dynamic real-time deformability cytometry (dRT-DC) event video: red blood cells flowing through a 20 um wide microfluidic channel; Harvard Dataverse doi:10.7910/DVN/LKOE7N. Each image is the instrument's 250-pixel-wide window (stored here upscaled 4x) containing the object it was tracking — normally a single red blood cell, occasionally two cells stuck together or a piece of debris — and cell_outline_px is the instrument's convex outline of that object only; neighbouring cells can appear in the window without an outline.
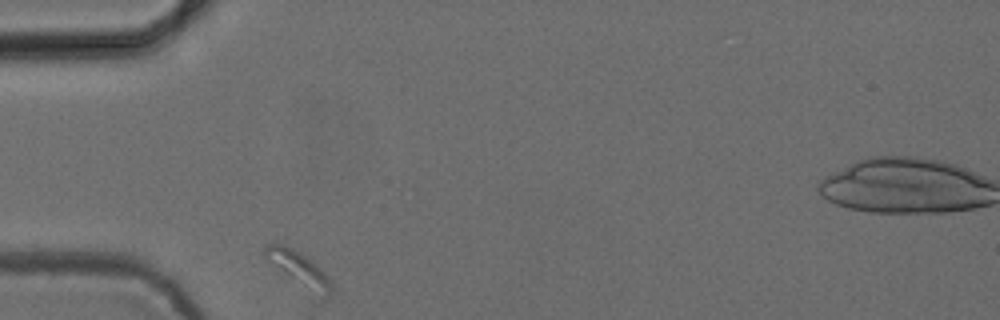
{"species": "common noctule bat (a hibernating species)", "species_latin": "Nyctalus noctula", "temperature_condition": "cold", "stored_images_in_passage": 3, "camera_frame_rate_fps": 3000, "um_per_image_px": 0.085, "animal": {"sex": "female", "body_mass_g": 24.6, "forearm_length_mm": 56.2}, "frame": {"image": 1, "passage_image": 1, "time_ms": 0.0, "image_size_px": [1000, 320], "cell_outline_px": [[332, 296], [328, 300], [320, 304], [268, 260], [264, 256], [264, 248], [268, 244], [284, 244], [300, 252], [316, 264], [328, 276], [332, 284]], "centroid_in_image_um": [25.54, 23.03], "position_along_channel_um": 59.5, "area_um2": 14.16}}